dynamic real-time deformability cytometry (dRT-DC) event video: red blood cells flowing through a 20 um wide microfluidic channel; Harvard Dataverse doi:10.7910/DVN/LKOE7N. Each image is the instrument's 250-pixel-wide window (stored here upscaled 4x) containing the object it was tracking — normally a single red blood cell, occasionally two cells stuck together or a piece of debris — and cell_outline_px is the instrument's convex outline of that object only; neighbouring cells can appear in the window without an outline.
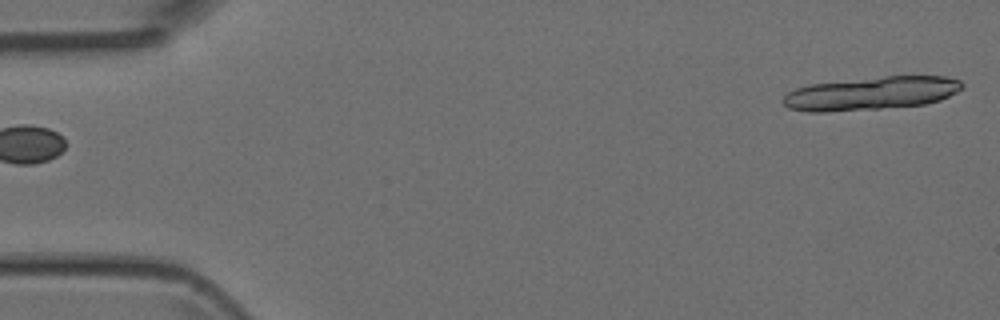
{"species": "Egyptian fruit bat (a non-hibernating species)", "species_latin": "Rousettus aegyptiacus", "temperature_condition": "room temperature", "stored_images_in_passage": 6, "segment_of_instrument_passage": [2, 2], "camera_frame_rate_fps": 3000, "um_per_image_px": 0.085, "animal": {"sex": "female"}, "frame": {"image": 1, "passage_image": 6, "time_ms": 5.667, "image_size_px": [1000, 320], "cell_outline_px": [[964, 88], [940, 100], [924, 104], [880, 108], [828, 112], [808, 112], [788, 108], [780, 100], [788, 92], [796, 88], [808, 84], [884, 76], [944, 76], [960, 80], [964, 84]], "centroid_in_image_um": [74.03, 7.93], "position_along_channel_um": 11.0, "area_um2": 34.74}}